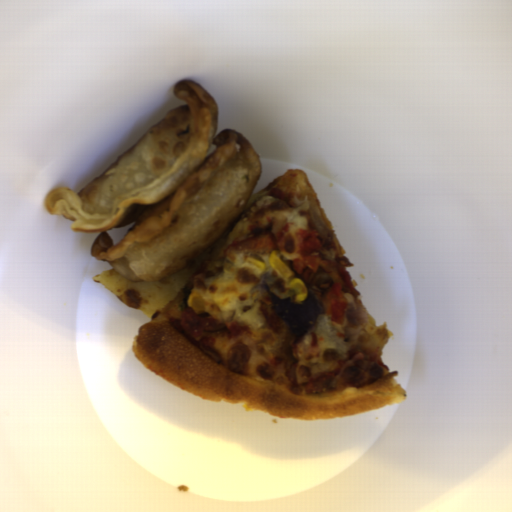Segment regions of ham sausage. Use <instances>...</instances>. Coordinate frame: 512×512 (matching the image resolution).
Here are the masks:
<instances>
[{
  "label": "ham sausage",
  "mask_w": 512,
  "mask_h": 512,
  "mask_svg": "<svg viewBox=\"0 0 512 512\" xmlns=\"http://www.w3.org/2000/svg\"><path fill=\"white\" fill-rule=\"evenodd\" d=\"M277 246V239L273 233L259 235L249 240L238 242L237 251L251 253H273Z\"/></svg>",
  "instance_id": "1"
},
{
  "label": "ham sausage",
  "mask_w": 512,
  "mask_h": 512,
  "mask_svg": "<svg viewBox=\"0 0 512 512\" xmlns=\"http://www.w3.org/2000/svg\"><path fill=\"white\" fill-rule=\"evenodd\" d=\"M308 215L311 224V231H315L317 238L321 239L326 243H332L333 235L319 218L314 210L308 208Z\"/></svg>",
  "instance_id": "2"
}]
</instances>
